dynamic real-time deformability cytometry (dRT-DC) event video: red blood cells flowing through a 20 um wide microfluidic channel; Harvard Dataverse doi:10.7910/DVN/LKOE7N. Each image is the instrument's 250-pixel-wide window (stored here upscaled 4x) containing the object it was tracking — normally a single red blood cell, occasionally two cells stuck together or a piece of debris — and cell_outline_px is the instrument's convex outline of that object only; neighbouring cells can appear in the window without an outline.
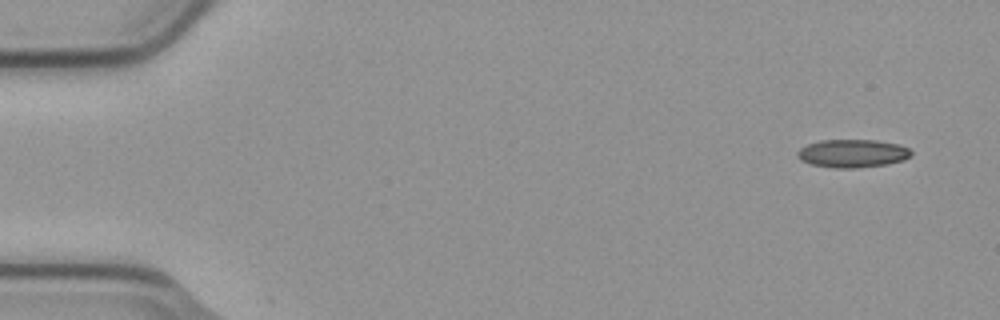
{"species": "common noctule bat (a hibernating species)", "species_latin": "Nyctalus noctula", "temperature_condition": "cold", "stored_images_in_passage": 5, "camera_frame_rate_fps": 3000, "um_per_image_px": 0.085, "animal": {"sex": "male", "body_mass_g": 23.1, "forearm_length_mm": 52.7}, "frame": {"image": 1, "passage_image": 1, "time_ms": 0.0, "image_size_px": [1000, 320], "cell_outline_px": [[912, 156], [904, 160], [888, 164], [856, 168], [836, 168], [812, 164], [800, 160], [796, 156], [796, 152], [800, 148], [808, 144], [820, 140], [876, 140], [900, 144], [908, 148], [912, 152]], "centroid_in_image_um": [72.48, 13.04], "position_along_channel_um": 12.5, "area_um2": 18.79}}
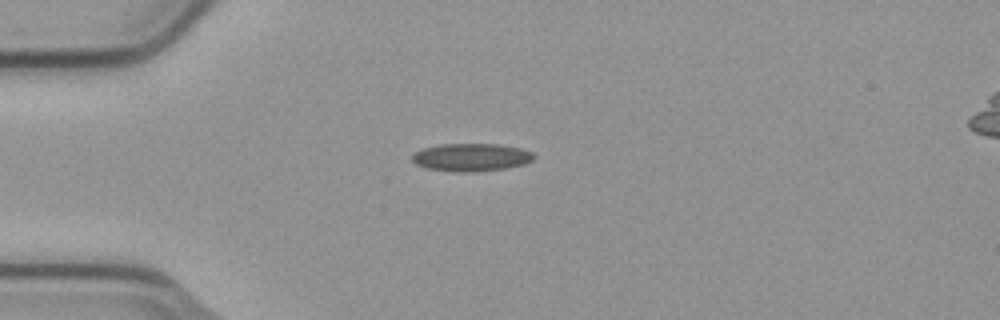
{"frame": {"image": 2, "passage_image": 4, "time_ms": 1.0, "image_size_px": [1000, 320], "cell_outline_px": [[536, 156], [532, 160], [524, 164], [504, 168], [476, 172], [452, 172], [424, 168], [416, 164], [412, 160], [412, 156], [416, 152], [424, 148], [440, 144], [496, 144], [520, 148], [532, 152]], "centroid_in_image_um": [40.04, 13.38], "position_along_channel_um": 45.0, "area_um2": 19.77}}